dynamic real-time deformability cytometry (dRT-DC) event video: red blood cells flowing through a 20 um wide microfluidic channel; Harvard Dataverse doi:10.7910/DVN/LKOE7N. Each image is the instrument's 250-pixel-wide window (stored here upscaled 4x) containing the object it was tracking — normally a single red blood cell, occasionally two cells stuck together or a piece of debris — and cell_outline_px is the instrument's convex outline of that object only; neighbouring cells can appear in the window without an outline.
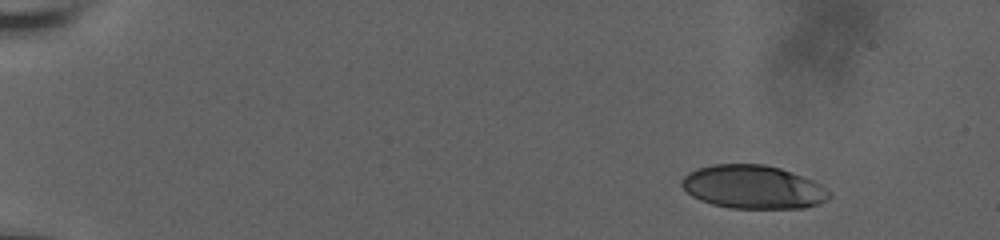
{"species": "human", "species_latin": "Homo sapiens", "temperature_condition": "room temperature", "stored_images_in_passage": 52, "camera_frame_rate_fps": 3000, "um_per_image_px": 0.085, "donor": {"sex": "male"}, "frame": {"image": 1, "passage_image": 1, "time_ms": 0.0, "image_size_px": [1000, 240], "cell_outline_px": [[832, 196], [828, 200], [804, 208], [728, 208], [712, 204], [700, 200], [692, 196], [680, 184], [680, 180], [688, 172], [696, 168], [712, 164], [764, 164], [780, 168], [792, 172], [812, 180], [820, 184]], "centroid_in_image_um": [63.98, 15.89], "position_along_channel_um": 21.0, "area_um2": 37.4}}
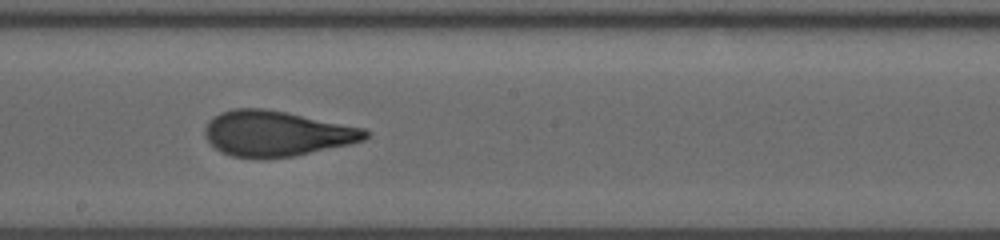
{"frame": {"image": 2, "passage_image": 29, "time_ms": 9.333, "image_size_px": [1000, 240], "cell_outline_px": [[372, 132], [364, 140], [352, 144], [292, 156], [232, 156], [220, 152], [208, 140], [204, 132], [204, 128], [208, 120], [220, 112], [232, 108], [264, 108], [288, 112], [364, 128]], "centroid_in_image_um": [23.53, 11.31], "position_along_channel_um": 224.7, "area_um2": 42.14}}
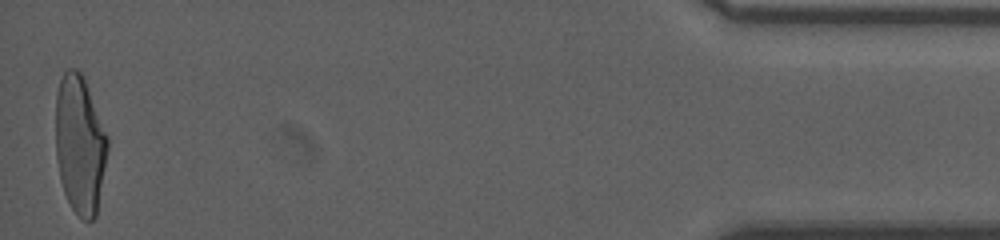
{"frame": {"image": 3, "passage_image": 52, "time_ms": 17.0, "image_size_px": [1000, 240], "cell_outline_px": [[108, 148], [96, 216], [92, 220], [84, 220], [72, 208], [64, 192], [60, 180], [56, 156], [56, 92], [60, 80], [64, 72], [68, 68], [76, 68], [80, 72], [84, 80], [108, 136]], "centroid_in_image_um": [6.78, 12.28], "position_along_channel_um": 428.4, "area_um2": 41.56}, "authors_computed_cell_mechanics": {"area_um2": 41.7894, "velocity_mm_per_s": 3.6984, "shape_relaxation_time_tau1_ms": 11.0991, "shape_relaxation_time_tau2_ms": 0.9521, "deformation_change_tau1": 0.3633, "deformation_change_tau2": 0.0891}}